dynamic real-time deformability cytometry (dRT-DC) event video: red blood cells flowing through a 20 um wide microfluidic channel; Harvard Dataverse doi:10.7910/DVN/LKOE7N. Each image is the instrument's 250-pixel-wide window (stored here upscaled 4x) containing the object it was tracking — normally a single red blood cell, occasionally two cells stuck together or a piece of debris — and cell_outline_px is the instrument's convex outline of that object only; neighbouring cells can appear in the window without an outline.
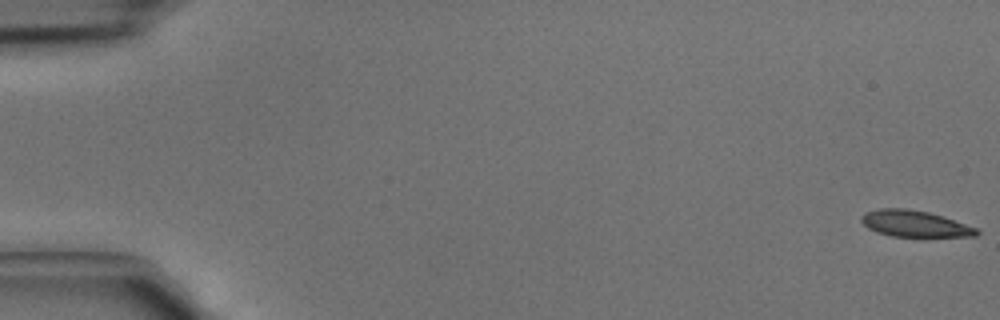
{"species": "common noctule bat (a hibernating species)", "species_latin": "Nyctalus noctula", "temperature_condition": "cold", "stored_images_in_passage": 5, "camera_frame_rate_fps": 3000, "um_per_image_px": 0.085, "animal": {"sex": "male", "body_mass_g": 15.6}, "frame": {"image": 1, "passage_image": 1, "time_ms": 0.0, "image_size_px": [1000, 320], "cell_outline_px": [[980, 232], [976, 236], [892, 236], [876, 232], [868, 228], [860, 220], [860, 216], [864, 212], [880, 208], [908, 208], [928, 212], [944, 216], [976, 228]], "centroid_in_image_um": [77.71, 19.0], "position_along_channel_um": 7.3, "area_um2": 17.69}}
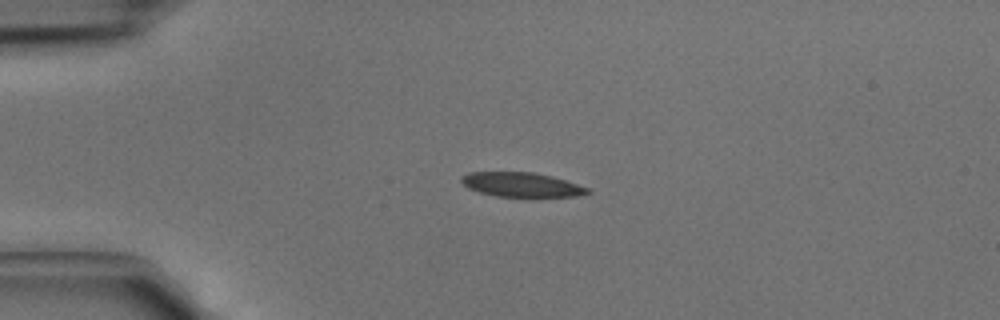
{"frame": {"image": 2, "passage_image": 3, "time_ms": 0.667, "image_size_px": [1000, 320], "cell_outline_px": [[592, 192], [576, 196], [496, 196], [480, 192], [468, 188], [460, 180], [460, 176], [468, 172], [532, 172], [552, 176], [588, 188]], "centroid_in_image_um": [44.28, 15.68], "position_along_channel_um": 40.7, "area_um2": 17.69}}